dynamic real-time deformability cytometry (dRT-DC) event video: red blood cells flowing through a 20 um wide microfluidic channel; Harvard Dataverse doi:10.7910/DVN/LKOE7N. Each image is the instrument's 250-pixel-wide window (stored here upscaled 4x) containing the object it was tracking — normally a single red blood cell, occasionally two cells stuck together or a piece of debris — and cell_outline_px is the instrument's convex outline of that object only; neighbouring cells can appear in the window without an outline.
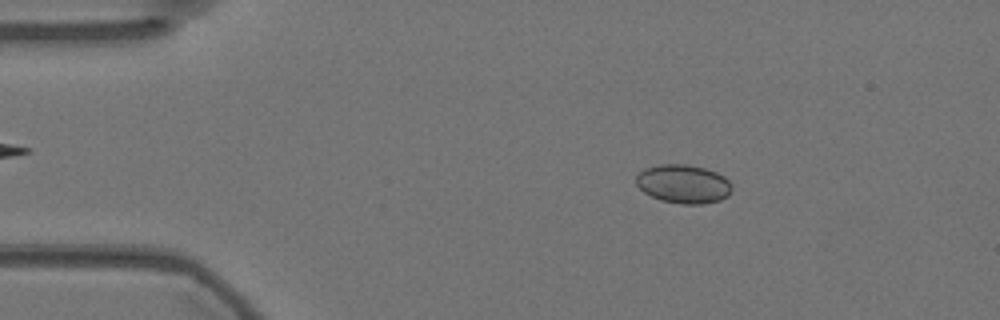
{"species": "Egyptian fruit bat (a non-hibernating species)", "species_latin": "Rousettus aegyptiacus", "temperature_condition": "warm", "stored_images_in_passage": 57, "camera_frame_rate_fps": 3000, "um_per_image_px": 0.085, "animal": {"sex": "female"}, "frame": {"image": 1, "passage_image": 9, "time_ms": 2.667, "image_size_px": [1000, 320], "cell_outline_px": [[732, 188], [728, 196], [720, 200], [704, 204], [684, 204], [660, 200], [644, 192], [636, 184], [636, 176], [644, 168], [660, 164], [684, 164], [704, 168], [716, 172], [724, 176], [732, 184]], "centroid_in_image_um": [58.1, 15.63], "position_along_channel_um": 26.9, "area_um2": 21.62}}
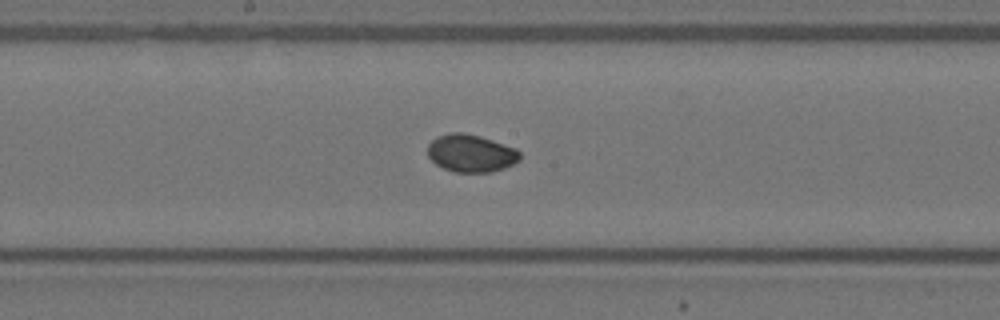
{"frame": {"image": 2, "passage_image": 29, "time_ms": 9.333, "image_size_px": [1000, 320], "cell_outline_px": [[520, 160], [504, 168], [492, 172], [456, 172], [444, 168], [436, 164], [428, 156], [428, 144], [436, 136], [452, 132], [464, 132], [480, 136], [516, 148], [520, 152]], "centroid_in_image_um": [40.03, 13.02], "position_along_channel_um": 208.2, "area_um2": 20.23}}
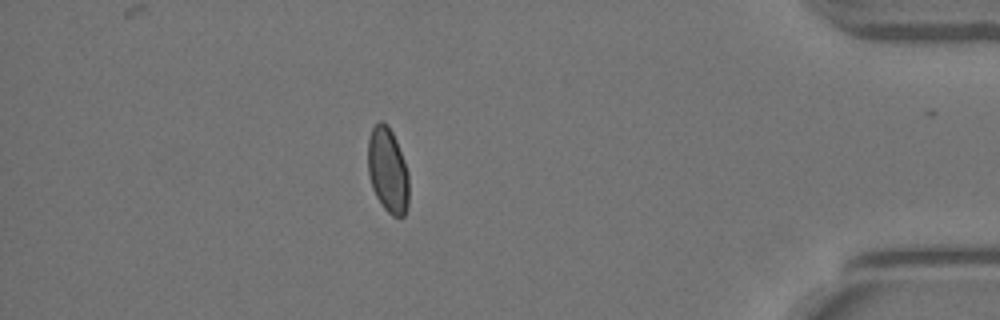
{"frame": {"image": 3, "passage_image": 49, "time_ms": 16.0, "image_size_px": [1000, 320], "cell_outline_px": [[408, 204], [404, 216], [392, 216], [384, 208], [376, 196], [372, 188], [368, 172], [368, 140], [372, 128], [380, 120], [388, 124], [396, 140], [404, 160], [408, 172]], "centroid_in_image_um": [32.96, 14.46], "position_along_channel_um": 402.2, "area_um2": 20.29}}